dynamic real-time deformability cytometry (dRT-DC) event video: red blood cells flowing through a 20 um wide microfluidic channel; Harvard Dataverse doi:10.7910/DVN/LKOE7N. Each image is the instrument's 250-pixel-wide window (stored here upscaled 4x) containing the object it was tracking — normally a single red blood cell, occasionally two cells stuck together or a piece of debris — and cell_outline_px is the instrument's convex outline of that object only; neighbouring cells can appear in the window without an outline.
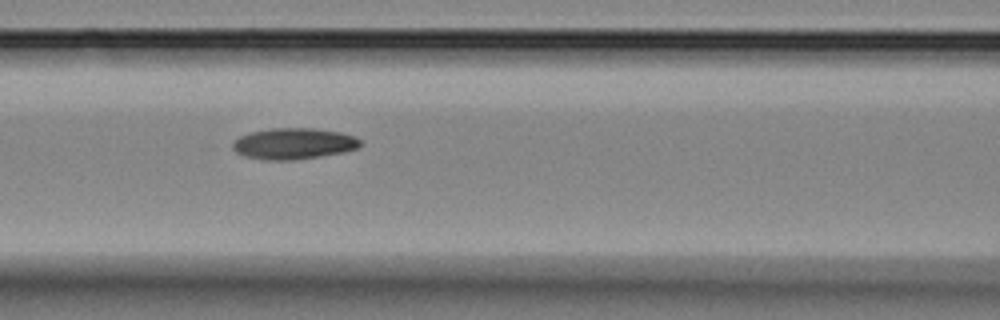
{"species": "Egyptian fruit bat (a non-hibernating species)", "species_latin": "Rousettus aegyptiacus", "temperature_condition": "room temperature", "stored_images_in_passage": 7, "camera_frame_rate_fps": 3000, "um_per_image_px": 0.085, "animal": {"sex": "female"}, "frame": {"image": 1, "passage_image": 7, "time_ms": 6.667, "image_size_px": [1000, 320], "cell_outline_px": [[360, 144], [356, 148], [344, 152], [320, 156], [292, 160], [264, 160], [244, 156], [236, 152], [232, 148], [232, 144], [240, 136], [252, 132], [272, 128], [312, 128], [340, 132], [356, 136], [360, 140]], "centroid_in_image_um": [24.95, 12.21], "position_along_channel_um": 141.6, "area_um2": 23.06}}